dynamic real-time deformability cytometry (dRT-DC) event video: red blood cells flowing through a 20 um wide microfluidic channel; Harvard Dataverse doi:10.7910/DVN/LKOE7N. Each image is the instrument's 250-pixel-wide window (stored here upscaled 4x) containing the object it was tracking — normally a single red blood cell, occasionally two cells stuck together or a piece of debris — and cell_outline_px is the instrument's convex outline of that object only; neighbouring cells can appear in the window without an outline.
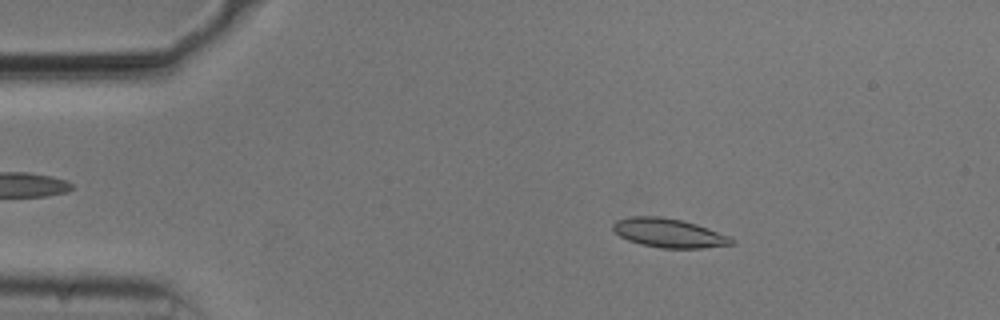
{"species": "common noctule bat (a hibernating species)", "species_latin": "Nyctalus noctula", "temperature_condition": "cold", "stored_images_in_passage": 52, "camera_frame_rate_fps": 3000, "um_per_image_px": 0.085, "animal": {"sex": "male", "body_mass_g": 20.5, "forearm_length_mm": 52.5}, "frame": {"image": 1, "passage_image": 7, "time_ms": 2.0, "image_size_px": [1000, 320], "cell_outline_px": [[736, 244], [704, 248], [660, 248], [640, 244], [628, 240], [620, 236], [612, 228], [612, 224], [616, 220], [632, 216], [660, 216], [680, 220], [696, 224], [708, 228], [728, 236], [736, 240]], "centroid_in_image_um": [56.86, 19.81], "position_along_channel_um": 28.1, "area_um2": 20.06}}
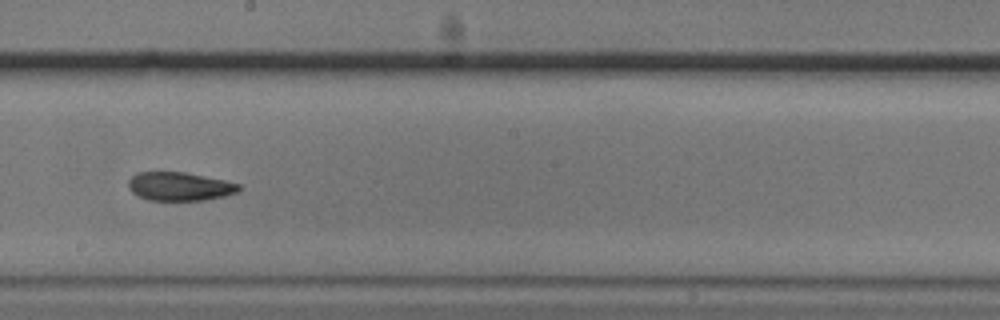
{"frame": {"image": 2, "passage_image": 28, "time_ms": 9.0, "image_size_px": [1000, 320], "cell_outline_px": [[240, 188], [236, 192], [224, 196], [204, 200], [148, 200], [132, 192], [128, 188], [128, 180], [136, 172], [184, 172], [224, 180], [240, 184]], "centroid_in_image_um": [15.24, 15.84], "position_along_channel_um": 233.0, "area_um2": 18.26}}
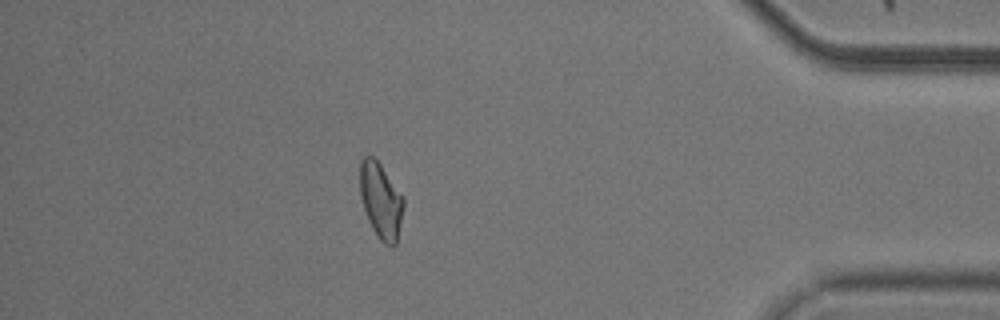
{"frame": {"image": 3, "passage_image": 45, "time_ms": 14.667, "image_size_px": [1000, 320], "cell_outline_px": [[404, 208], [396, 244], [392, 248], [384, 244], [380, 240], [372, 228], [368, 220], [360, 196], [360, 160], [364, 156], [372, 156], [380, 164], [404, 196]], "centroid_in_image_um": [32.38, 17.07], "position_along_channel_um": 402.8, "area_um2": 19.36}}